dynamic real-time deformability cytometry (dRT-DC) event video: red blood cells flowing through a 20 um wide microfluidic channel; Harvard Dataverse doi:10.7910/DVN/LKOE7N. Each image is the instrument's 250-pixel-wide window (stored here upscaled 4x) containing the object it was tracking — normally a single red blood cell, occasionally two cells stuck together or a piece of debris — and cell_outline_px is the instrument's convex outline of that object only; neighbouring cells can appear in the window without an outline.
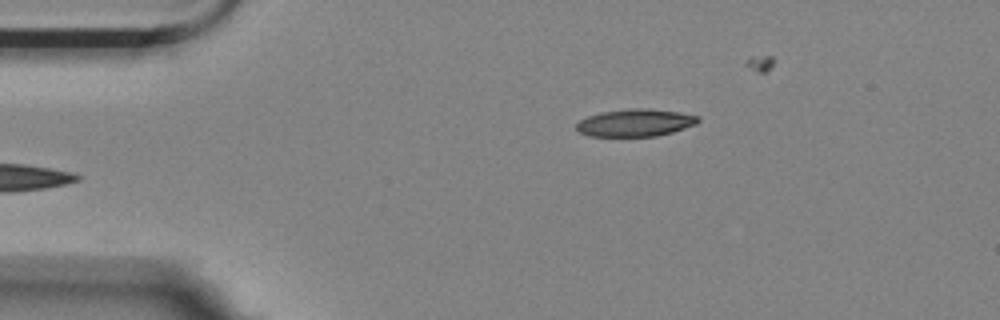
{"species": "Egyptian fruit bat (a non-hibernating species)", "species_latin": "Rousettus aegyptiacus", "temperature_condition": "room temperature", "stored_images_in_passage": 5, "camera_frame_rate_fps": 3000, "um_per_image_px": 0.085, "animal": {"sex": "female"}, "frame": {"image": 1, "passage_image": 1, "time_ms": 0.0, "image_size_px": [1000, 320], "cell_outline_px": [[700, 120], [696, 124], [672, 132], [656, 136], [588, 136], [580, 132], [576, 128], [576, 124], [580, 120], [588, 116], [600, 112], [628, 108], [648, 108], [676, 112], [700, 116]], "centroid_in_image_um": [53.99, 10.43], "position_along_channel_um": 31.0, "area_um2": 19.42}}
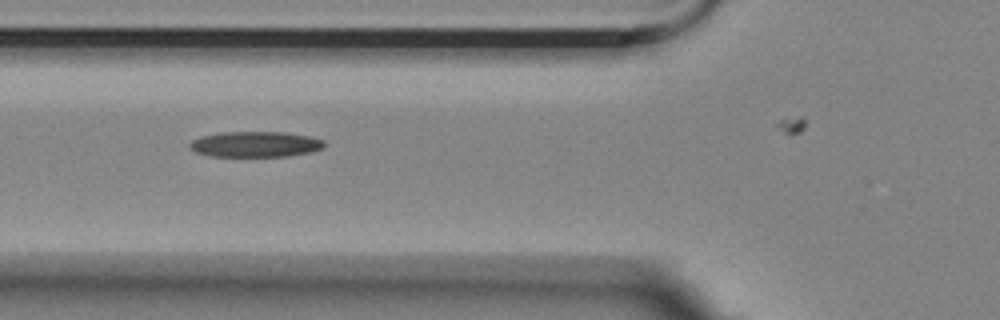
{"frame": {"image": 2, "passage_image": 4, "time_ms": 1.0, "image_size_px": [1000, 320], "cell_outline_px": [[324, 148], [308, 152], [288, 156], [212, 156], [196, 152], [188, 144], [192, 140], [200, 136], [220, 132], [288, 132], [308, 136], [324, 140]], "centroid_in_image_um": [21.7, 12.25], "position_along_channel_um": 104.1, "area_um2": 20.0}}
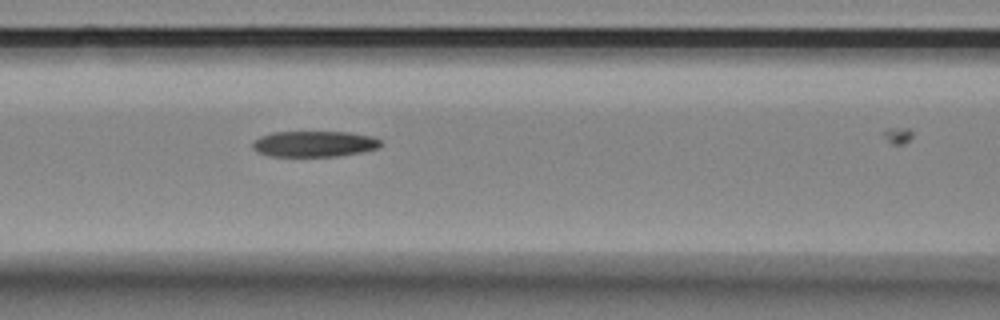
{"frame": {"image": 3, "passage_image": 5, "time_ms": 1.333, "image_size_px": [1000, 320], "cell_outline_px": [[380, 144], [376, 148], [360, 152], [336, 156], [272, 156], [256, 152], [252, 148], [252, 144], [260, 136], [272, 132], [348, 132], [372, 136], [380, 140]], "centroid_in_image_um": [26.66, 12.22], "position_along_channel_um": 139.9, "area_um2": 19.13}}